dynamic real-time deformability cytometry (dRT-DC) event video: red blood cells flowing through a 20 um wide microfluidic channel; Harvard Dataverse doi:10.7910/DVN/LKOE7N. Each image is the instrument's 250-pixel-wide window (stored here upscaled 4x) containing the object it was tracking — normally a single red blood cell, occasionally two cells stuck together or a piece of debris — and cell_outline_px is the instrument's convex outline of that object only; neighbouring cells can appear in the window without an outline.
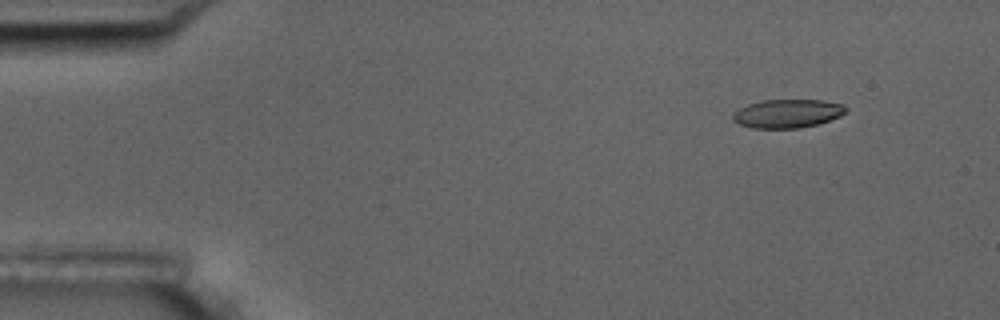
{"species": "common noctule bat (a hibernating species)", "species_latin": "Nyctalus noctula", "temperature_condition": "room temperature", "stored_images_in_passage": 5, "camera_frame_rate_fps": 3000, "um_per_image_px": 0.085, "animal": {"sex": "male", "body_mass_g": 17.5, "forearm_length_mm": 52.3}, "frame": {"image": 1, "passage_image": 2, "time_ms": 1.0, "image_size_px": [1000, 320], "cell_outline_px": [[848, 108], [840, 116], [816, 124], [800, 128], [752, 128], [740, 124], [732, 120], [732, 116], [740, 108], [748, 104], [764, 100], [820, 100], [844, 104]], "centroid_in_image_um": [66.94, 9.65], "position_along_channel_um": 18.1, "area_um2": 18.61}}
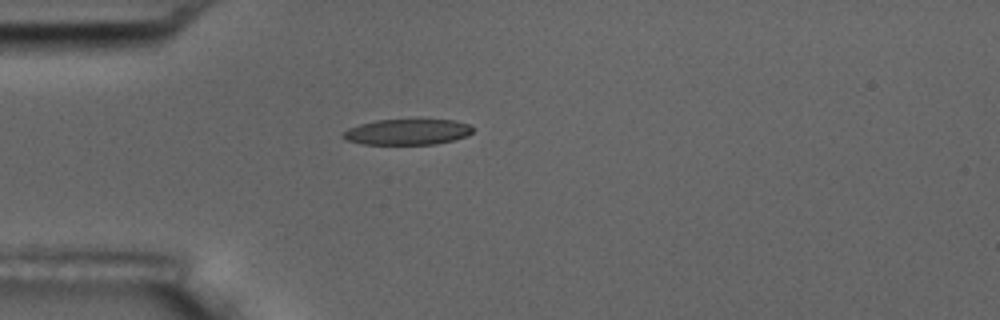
{"frame": {"image": 2, "passage_image": 4, "time_ms": 4.333, "image_size_px": [1000, 320], "cell_outline_px": [[472, 132], [468, 136], [436, 144], [364, 144], [344, 140], [340, 136], [340, 132], [348, 128], [360, 124], [376, 120], [456, 120], [472, 124]], "centroid_in_image_um": [34.6, 11.21], "position_along_channel_um": 50.4, "area_um2": 19.65}}